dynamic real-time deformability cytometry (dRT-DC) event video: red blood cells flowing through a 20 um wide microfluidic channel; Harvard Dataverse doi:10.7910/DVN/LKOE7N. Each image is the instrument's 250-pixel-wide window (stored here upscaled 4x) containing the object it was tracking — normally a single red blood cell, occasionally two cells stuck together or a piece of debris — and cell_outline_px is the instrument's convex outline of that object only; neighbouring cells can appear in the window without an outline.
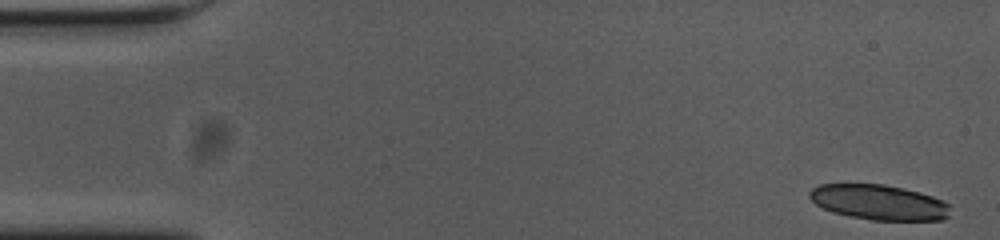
{"species": "common noctule bat (a hibernating species)", "species_latin": "Nyctalus noctula", "temperature_condition": "cold", "stored_images_in_passage": 25, "camera_frame_rate_fps": 3000, "um_per_image_px": 0.085, "animal": {"sex": "female", "body_mass_g": 23.0, "forearm_length_mm": 53.4}, "frame": {"image": 1, "passage_image": 1, "time_ms": 0.0, "image_size_px": [1000, 240], "cell_outline_px": [[948, 216], [944, 220], [872, 220], [832, 212], [816, 204], [808, 196], [808, 192], [812, 188], [820, 184], [884, 184], [904, 188], [920, 192], [944, 200], [948, 204]], "centroid_in_image_um": [74.7, 17.18], "position_along_channel_um": 10.3, "area_um2": 28.78}}
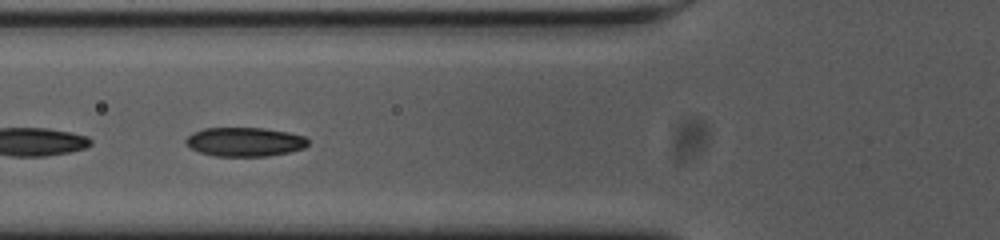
{"frame": {"image": 2, "passage_image": 20, "time_ms": 6.333, "image_size_px": [1000, 240], "cell_outline_px": [[308, 144], [304, 148], [288, 152], [268, 156], [216, 156], [200, 152], [192, 148], [184, 140], [192, 132], [204, 128], [264, 128], [288, 132], [304, 136], [308, 140]], "centroid_in_image_um": [20.81, 12.05], "position_along_channel_um": 105.0, "area_um2": 20.58}}